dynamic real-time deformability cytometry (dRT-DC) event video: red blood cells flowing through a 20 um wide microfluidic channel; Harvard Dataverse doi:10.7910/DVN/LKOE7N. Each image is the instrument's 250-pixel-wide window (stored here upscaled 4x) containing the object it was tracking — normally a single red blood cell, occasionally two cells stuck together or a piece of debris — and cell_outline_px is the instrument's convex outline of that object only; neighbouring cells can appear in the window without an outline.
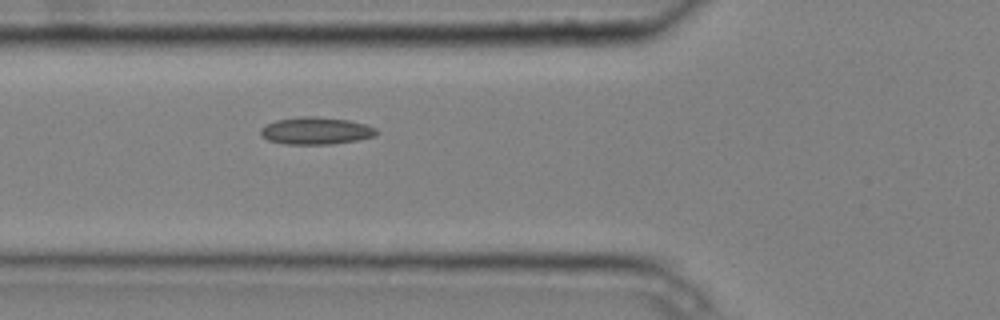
{"species": "common noctule bat (a hibernating species)", "species_latin": "Nyctalus noctula", "temperature_condition": "cold", "stored_images_in_passage": 8, "camera_frame_rate_fps": 3000, "um_per_image_px": 0.085, "animal": {"sex": "male", "body_mass_g": 20.4}, "frame": {"image": 1, "passage_image": 8, "time_ms": 2.333, "image_size_px": [1000, 320], "cell_outline_px": [[380, 132], [376, 136], [356, 140], [332, 144], [284, 144], [268, 140], [260, 132], [260, 128], [276, 120], [304, 116], [316, 116], [348, 120], [364, 124], [376, 128]], "centroid_in_image_um": [26.89, 11.12], "position_along_channel_um": 98.9, "area_um2": 18.32}}